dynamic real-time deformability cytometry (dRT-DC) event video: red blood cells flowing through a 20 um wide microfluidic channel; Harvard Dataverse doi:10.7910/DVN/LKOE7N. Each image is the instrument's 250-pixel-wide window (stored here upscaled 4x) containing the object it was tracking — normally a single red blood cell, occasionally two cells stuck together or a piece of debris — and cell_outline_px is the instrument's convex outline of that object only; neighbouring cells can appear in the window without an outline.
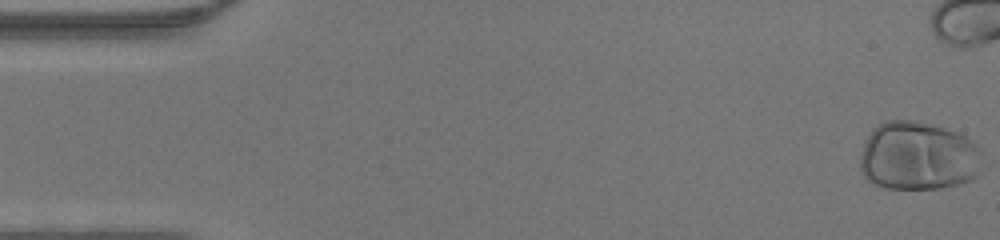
{"species": "human", "species_latin": "Homo sapiens", "temperature_condition": "warm", "stored_images_in_passage": 34, "camera_frame_rate_fps": 3000, "um_per_image_px": 0.085, "donor": {"sex": "male"}, "frame": {"image": 1, "passage_image": 1, "time_ms": 0.0, "image_size_px": [1000, 240], "cell_outline_px": [[980, 172], [976, 176], [968, 180], [956, 184], [940, 188], [884, 188], [868, 180], [864, 176], [860, 168], [860, 152], [868, 136], [880, 124], [888, 120], [916, 120], [932, 124], [956, 132], [972, 140], [980, 148]], "centroid_in_image_um": [78.04, 13.26], "position_along_channel_um": 7.0, "area_um2": 48.78}}
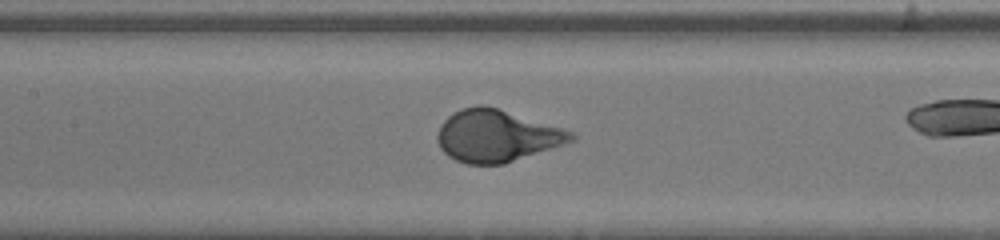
{"frame": {"image": 2, "passage_image": 22, "time_ms": 7.0, "image_size_px": [1000, 240], "cell_outline_px": [[576, 140], [504, 164], [468, 164], [456, 160], [448, 156], [440, 148], [436, 140], [436, 136], [440, 124], [448, 116], [460, 108], [476, 104], [484, 104], [576, 132]], "centroid_in_image_um": [42.2, 11.54], "position_along_channel_um": 165.2, "area_um2": 40.75}}
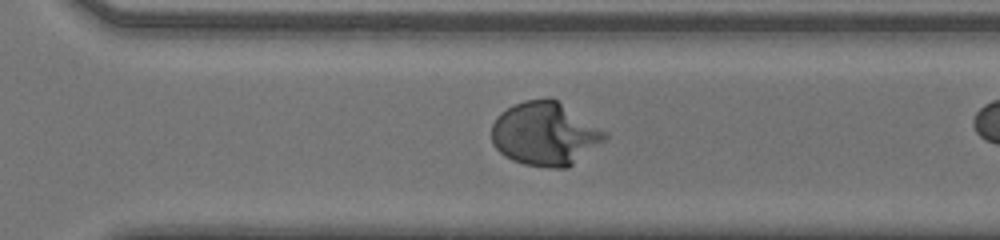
{"frame": {"image": 3, "passage_image": 33, "time_ms": 10.667, "image_size_px": [1000, 240], "cell_outline_px": [[608, 136], [604, 140], [568, 168], [548, 168], [524, 164], [512, 160], [504, 156], [492, 144], [492, 124], [496, 116], [500, 112], [524, 100], [548, 96], [556, 100], [608, 132]], "centroid_in_image_um": [46.3, 11.37], "position_along_channel_um": 324.3, "area_um2": 41.91}}